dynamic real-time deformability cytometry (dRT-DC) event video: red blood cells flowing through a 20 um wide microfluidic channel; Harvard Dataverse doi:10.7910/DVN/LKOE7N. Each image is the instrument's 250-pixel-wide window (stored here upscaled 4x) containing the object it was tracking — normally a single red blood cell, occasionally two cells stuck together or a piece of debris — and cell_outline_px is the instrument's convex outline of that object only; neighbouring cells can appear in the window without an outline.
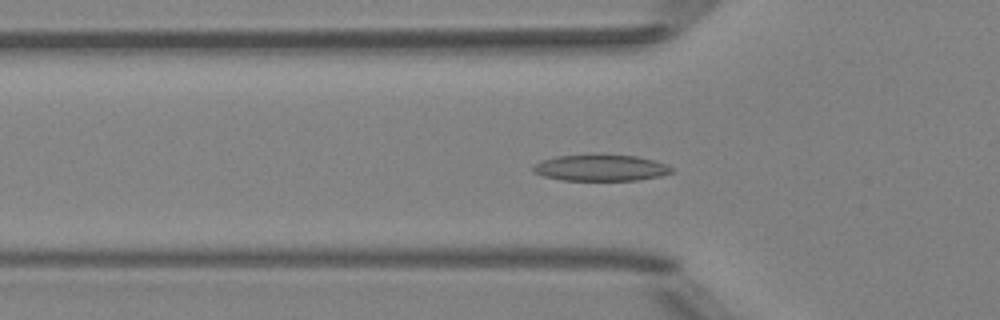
{"species": "Egyptian fruit bat (a non-hibernating species)", "species_latin": "Rousettus aegyptiacus", "temperature_condition": "room temperature", "stored_images_in_passage": 50, "camera_frame_rate_fps": 3000, "um_per_image_px": 0.085, "animal": {"sex": "female"}, "frame": {"image": 1, "passage_image": 15, "time_ms": 4.667, "image_size_px": [1000, 320], "cell_outline_px": [[672, 172], [660, 176], [636, 180], [564, 180], [544, 176], [532, 172], [532, 164], [540, 160], [556, 156], [636, 156], [668, 164], [672, 168]], "centroid_in_image_um": [51.02, 14.28], "position_along_channel_um": 74.8, "area_um2": 20.81}}
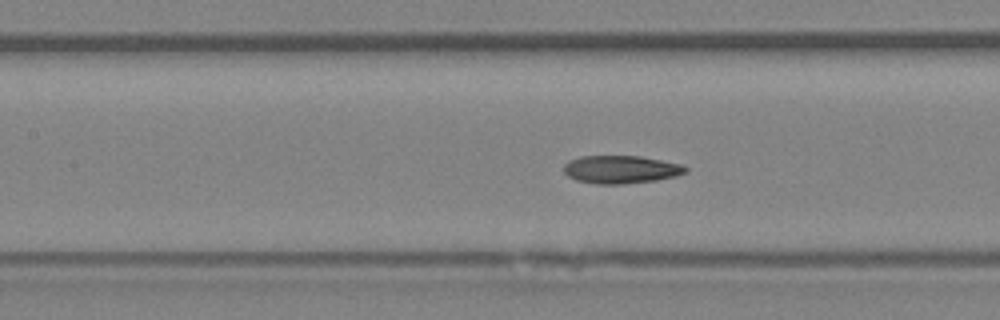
{"frame": {"image": 2, "passage_image": 21, "time_ms": 6.667, "image_size_px": [1000, 320], "cell_outline_px": [[688, 172], [676, 176], [656, 180], [620, 184], [596, 184], [576, 180], [568, 176], [564, 172], [564, 164], [568, 160], [580, 156], [640, 156], [680, 164], [688, 168]], "centroid_in_image_um": [52.76, 14.4], "position_along_channel_um": 154.6, "area_um2": 19.83}}
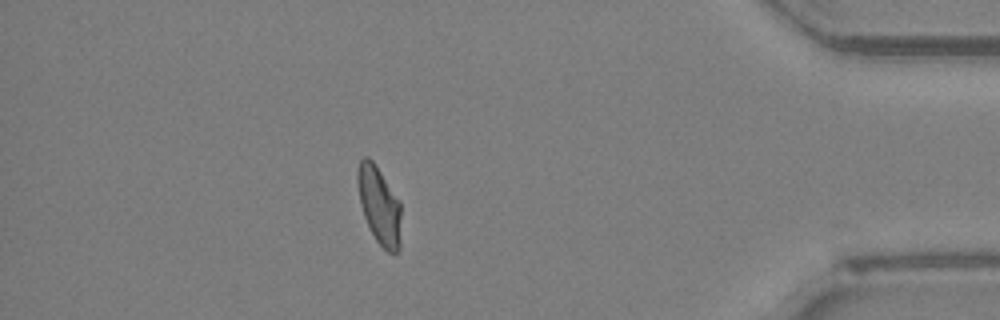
{"frame": {"image": 3, "passage_image": 43, "time_ms": 14.0, "image_size_px": [1000, 320], "cell_outline_px": [[400, 248], [396, 252], [388, 252], [376, 240], [364, 216], [360, 204], [356, 180], [356, 172], [360, 160], [364, 156], [368, 156], [372, 160], [400, 200]], "centroid_in_image_um": [32.22, 17.42], "position_along_channel_um": 403.0, "area_um2": 19.65}, "authors_computed_cell_mechanics": {"area_um2": 19.8254, "velocity_mm_per_s": 3.9922, "shape_relaxation_time_tau1_ms": 8.3037, "shape_relaxation_time_tau2_ms": 2.4002, "deformation_change_tau1": 0.2246, "deformation_change_tau2": 0.0878}}